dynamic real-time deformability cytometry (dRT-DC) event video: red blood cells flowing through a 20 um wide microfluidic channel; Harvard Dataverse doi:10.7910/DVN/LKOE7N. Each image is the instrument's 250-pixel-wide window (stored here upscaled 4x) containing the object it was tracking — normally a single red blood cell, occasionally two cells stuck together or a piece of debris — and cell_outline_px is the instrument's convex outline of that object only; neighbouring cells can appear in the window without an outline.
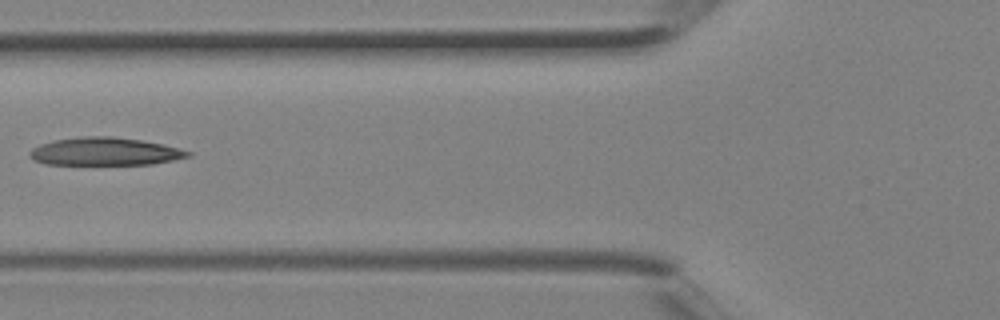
{"species": "Egyptian fruit bat (a non-hibernating species)", "species_latin": "Rousettus aegyptiacus", "temperature_condition": "room temperature", "stored_images_in_passage": 5, "camera_frame_rate_fps": 3000, "um_per_image_px": 0.085, "animal": {"sex": "female"}, "frame": {"image": 1, "passage_image": 5, "time_ms": 1.333, "image_size_px": [1000, 320], "cell_outline_px": [[192, 156], [152, 164], [48, 164], [36, 160], [28, 152], [32, 148], [40, 144], [56, 140], [84, 136], [112, 136], [140, 140], [164, 144], [192, 152]], "centroid_in_image_um": [8.96, 12.87], "position_along_channel_um": 116.8, "area_um2": 25.43}}